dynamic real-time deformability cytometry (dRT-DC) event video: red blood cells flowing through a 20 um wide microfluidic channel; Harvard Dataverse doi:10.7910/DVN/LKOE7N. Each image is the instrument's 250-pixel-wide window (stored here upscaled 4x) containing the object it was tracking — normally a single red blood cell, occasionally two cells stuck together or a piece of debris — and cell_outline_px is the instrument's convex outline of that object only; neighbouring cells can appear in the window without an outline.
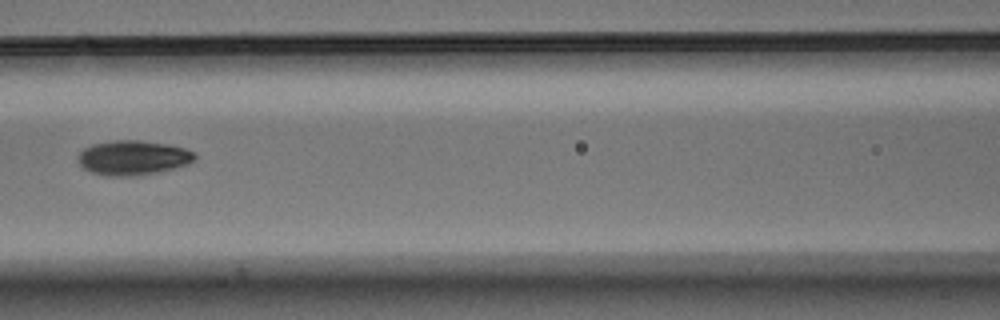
{"species": "Egyptian fruit bat (a non-hibernating species)", "species_latin": "Rousettus aegyptiacus", "temperature_condition": "warm", "stored_images_in_passage": 9, "camera_frame_rate_fps": 3000, "um_per_image_px": 0.085, "animal": {"sex": "male"}, "frame": {"image": 1, "passage_image": 6, "time_ms": 1.667, "image_size_px": [1000, 320], "cell_outline_px": [[196, 160], [188, 164], [156, 172], [124, 176], [108, 176], [92, 172], [84, 168], [80, 164], [76, 156], [84, 148], [92, 144], [112, 140], [140, 140], [168, 144], [184, 148], [196, 152]], "centroid_in_image_um": [11.3, 13.38], "position_along_channel_um": 155.3, "area_um2": 23.47}}
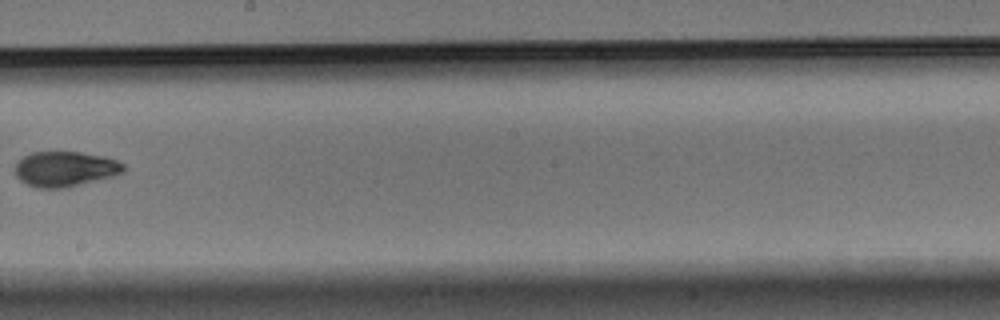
{"frame": {"image": 2, "passage_image": 8, "time_ms": 2.333, "image_size_px": [1000, 320], "cell_outline_px": [[128, 168], [124, 172], [112, 176], [68, 188], [36, 188], [20, 180], [16, 176], [16, 164], [24, 156], [32, 152], [80, 152], [104, 156], [116, 160], [124, 164]], "centroid_in_image_um": [5.57, 14.37], "position_along_channel_um": 242.6, "area_um2": 22.31}}
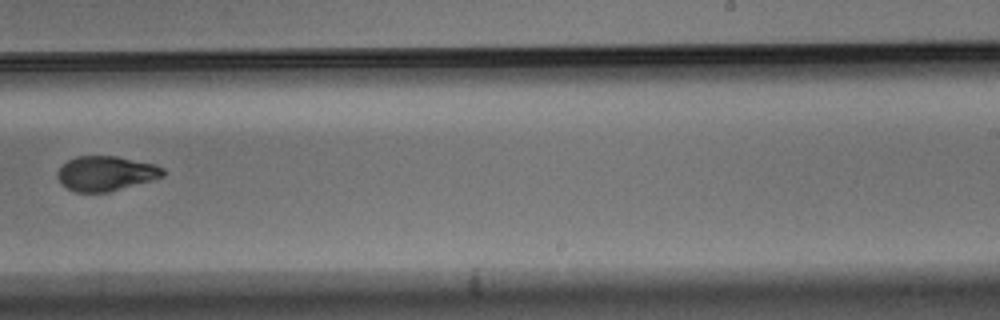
{"frame": {"image": 3, "passage_image": 9, "time_ms": 2.667, "image_size_px": [1000, 320], "cell_outline_px": [[164, 176], [152, 180], [108, 192], [76, 192], [60, 184], [56, 176], [56, 172], [68, 160], [76, 156], [116, 156], [156, 164], [164, 168]], "centroid_in_image_um": [8.99, 14.74], "position_along_channel_um": 280.0, "area_um2": 21.44}}